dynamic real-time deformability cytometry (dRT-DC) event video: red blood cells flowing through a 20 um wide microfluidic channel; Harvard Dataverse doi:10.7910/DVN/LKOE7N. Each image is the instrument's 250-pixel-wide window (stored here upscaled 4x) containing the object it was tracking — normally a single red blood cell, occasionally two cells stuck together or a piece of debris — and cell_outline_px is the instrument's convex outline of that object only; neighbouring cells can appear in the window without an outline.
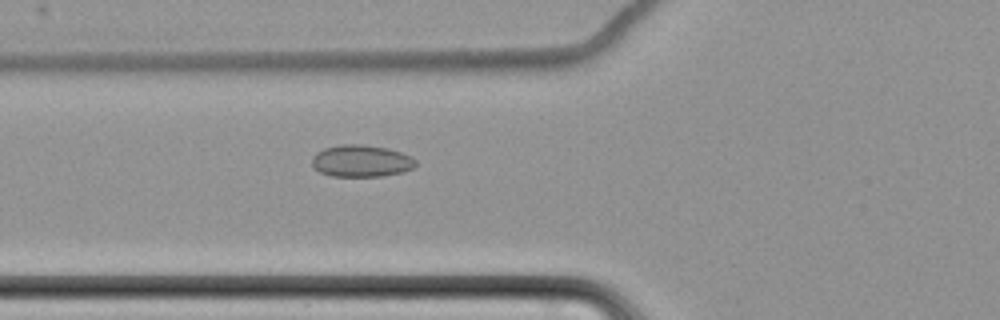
{"species": "common noctule bat (a hibernating species)", "species_latin": "Nyctalus noctula", "temperature_condition": "cold", "stored_images_in_passage": 3, "camera_frame_rate_fps": 3000, "um_per_image_px": 0.085, "animal": {"sex": "female", "body_mass_g": 22.7, "forearm_length_mm": 54.2}, "frame": {"image": 1, "passage_image": 3, "time_ms": 2.333, "image_size_px": [1000, 320], "cell_outline_px": [[416, 164], [412, 168], [404, 172], [380, 176], [332, 176], [320, 172], [312, 164], [312, 156], [316, 152], [324, 148], [340, 144], [360, 144], [388, 148], [412, 156], [416, 160]], "centroid_in_image_um": [30.71, 13.67], "position_along_channel_um": 95.1, "area_um2": 19.36}}